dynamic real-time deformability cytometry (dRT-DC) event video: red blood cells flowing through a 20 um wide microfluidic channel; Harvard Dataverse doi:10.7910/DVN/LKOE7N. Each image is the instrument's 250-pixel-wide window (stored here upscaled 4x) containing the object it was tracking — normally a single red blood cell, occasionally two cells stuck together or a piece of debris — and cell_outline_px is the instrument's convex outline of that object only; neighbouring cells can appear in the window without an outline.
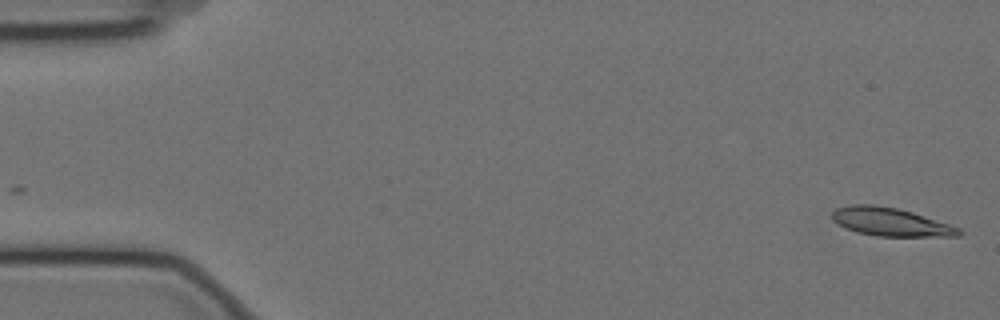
{"species": "Egyptian fruit bat (a non-hibernating species)", "species_latin": "Rousettus aegyptiacus", "temperature_condition": "cold", "stored_images_in_passage": 57, "camera_frame_rate_fps": 3000, "um_per_image_px": 0.085, "animal": {"sex": "female"}, "frame": {"image": 1, "passage_image": 1, "time_ms": 0.0, "image_size_px": [1000, 320], "cell_outline_px": [[964, 232], [960, 236], [876, 236], [856, 232], [844, 228], [832, 220], [832, 212], [836, 208], [852, 204], [876, 204], [896, 208], [912, 212], [960, 228]], "centroid_in_image_um": [75.66, 18.86], "position_along_channel_um": 9.3, "area_um2": 20.92}}
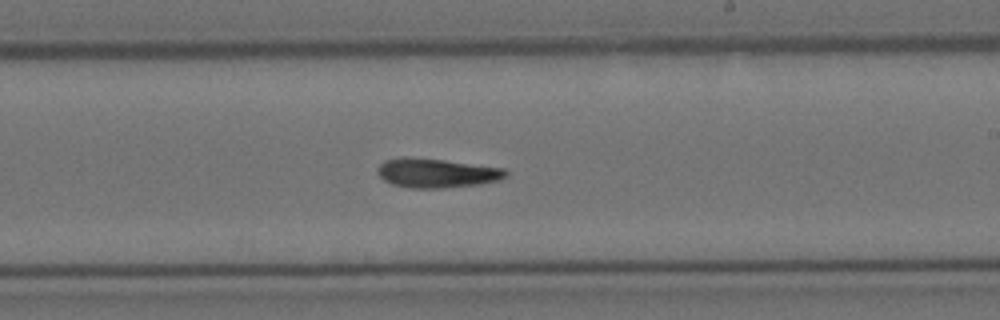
{"frame": {"image": 2, "passage_image": 33, "time_ms": 10.667, "image_size_px": [1000, 320], "cell_outline_px": [[508, 176], [500, 180], [480, 184], [444, 188], [408, 188], [392, 184], [384, 180], [376, 172], [376, 168], [384, 160], [400, 156], [444, 160], [504, 168], [508, 172]], "centroid_in_image_um": [37.09, 14.71], "position_along_channel_um": 251.9, "area_um2": 22.08}}
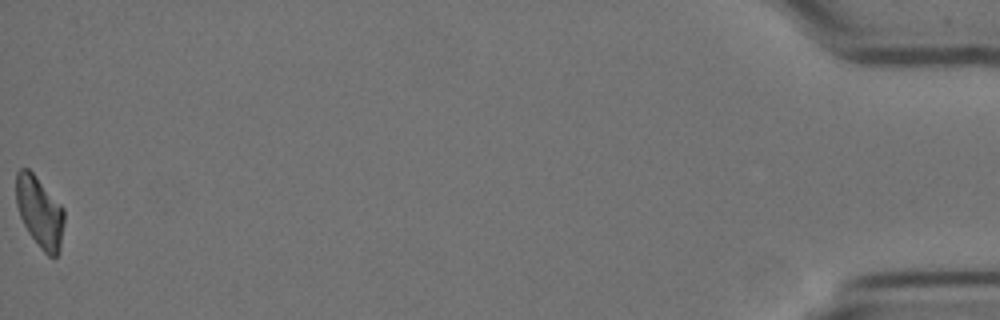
{"frame": {"image": 3, "passage_image": 57, "time_ms": 18.667, "image_size_px": [1000, 320], "cell_outline_px": [[64, 220], [60, 248], [56, 256], [48, 256], [40, 248], [28, 232], [20, 216], [16, 204], [16, 172], [20, 168], [28, 168], [36, 176], [64, 208]], "centroid_in_image_um": [3.36, 18.0], "position_along_channel_um": 431.8, "area_um2": 19.83}}